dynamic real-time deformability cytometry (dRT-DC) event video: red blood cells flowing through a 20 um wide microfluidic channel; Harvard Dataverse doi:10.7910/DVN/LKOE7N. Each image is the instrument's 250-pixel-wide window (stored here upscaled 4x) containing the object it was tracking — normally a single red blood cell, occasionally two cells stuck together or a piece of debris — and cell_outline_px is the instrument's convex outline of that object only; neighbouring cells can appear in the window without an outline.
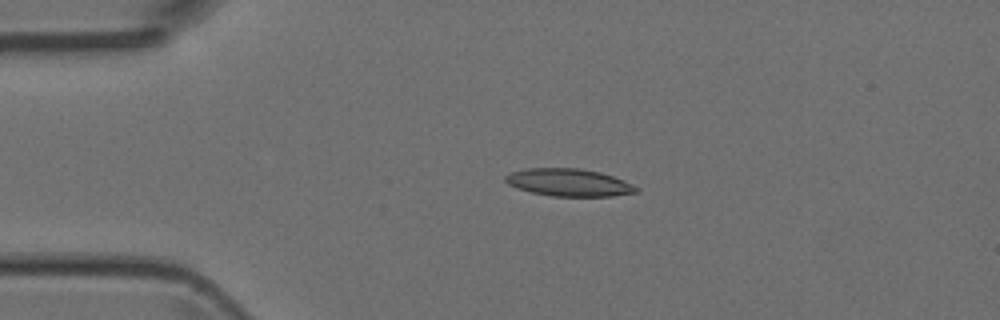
{"species": "Egyptian fruit bat (a non-hibernating species)", "species_latin": "Rousettus aegyptiacus", "temperature_condition": "room temperature", "stored_images_in_passage": 4, "camera_frame_rate_fps": 3000, "um_per_image_px": 0.085, "animal": {"sex": "female"}, "frame": {"image": 1, "passage_image": 3, "time_ms": 2.333, "image_size_px": [1000, 320], "cell_outline_px": [[640, 192], [612, 196], [552, 196], [532, 192], [516, 188], [508, 184], [504, 180], [504, 176], [512, 172], [528, 168], [580, 168], [600, 172], [624, 180], [640, 188]], "centroid_in_image_um": [48.38, 15.51], "position_along_channel_um": 36.6, "area_um2": 21.04}}